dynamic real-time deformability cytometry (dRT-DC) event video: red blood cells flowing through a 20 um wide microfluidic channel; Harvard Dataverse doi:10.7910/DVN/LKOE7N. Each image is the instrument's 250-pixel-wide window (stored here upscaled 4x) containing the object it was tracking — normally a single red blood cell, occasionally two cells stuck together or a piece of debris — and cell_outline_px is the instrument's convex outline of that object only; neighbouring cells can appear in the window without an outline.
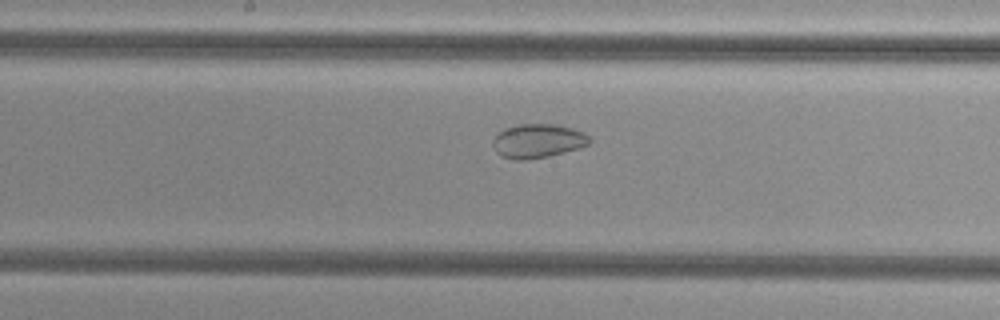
{"species": "common noctule bat (a hibernating species)", "species_latin": "Nyctalus noctula", "temperature_condition": "cold", "stored_images_in_passage": 37, "camera_frame_rate_fps": 3000, "um_per_image_px": 0.085, "animal": {"sex": "female", "body_mass_g": 29.2, "forearm_length_mm": 56.3}, "frame": {"image": 1, "passage_image": 11, "time_ms": 3.333, "image_size_px": [1000, 320], "cell_outline_px": [[592, 140], [588, 144], [564, 152], [548, 156], [528, 160], [516, 160], [500, 156], [496, 152], [492, 144], [492, 140], [504, 128], [516, 124], [556, 124], [572, 128], [584, 132]], "centroid_in_image_um": [45.68, 11.98], "position_along_channel_um": 202.5, "area_um2": 19.19}}
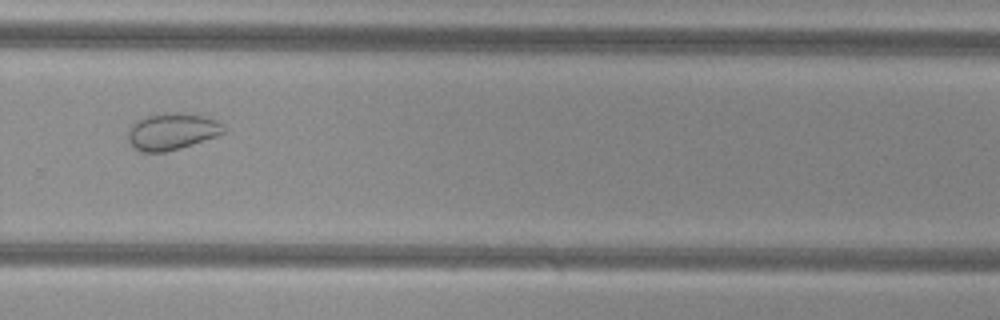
{"frame": {"image": 2, "passage_image": 20, "time_ms": 6.333, "image_size_px": [1000, 320], "cell_outline_px": [[224, 132], [216, 136], [180, 148], [164, 152], [140, 152], [128, 140], [128, 128], [136, 120], [148, 116], [164, 112], [180, 112], [200, 116], [216, 120], [224, 124]], "centroid_in_image_um": [14.59, 11.17], "position_along_channel_um": 315.2, "area_um2": 20.35}}
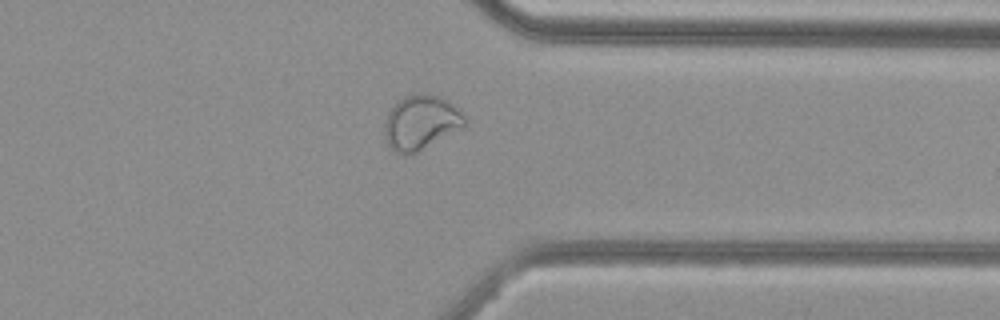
{"frame": {"image": 3, "passage_image": 25, "time_ms": 8.0, "image_size_px": [1000, 320], "cell_outline_px": [[468, 120], [464, 128], [416, 152], [392, 152], [388, 148], [384, 136], [384, 124], [388, 112], [404, 96], [416, 92], [428, 92], [440, 96], [448, 100], [460, 108]], "centroid_in_image_um": [35.82, 10.37], "position_along_channel_um": 375.6, "area_um2": 25.95}}